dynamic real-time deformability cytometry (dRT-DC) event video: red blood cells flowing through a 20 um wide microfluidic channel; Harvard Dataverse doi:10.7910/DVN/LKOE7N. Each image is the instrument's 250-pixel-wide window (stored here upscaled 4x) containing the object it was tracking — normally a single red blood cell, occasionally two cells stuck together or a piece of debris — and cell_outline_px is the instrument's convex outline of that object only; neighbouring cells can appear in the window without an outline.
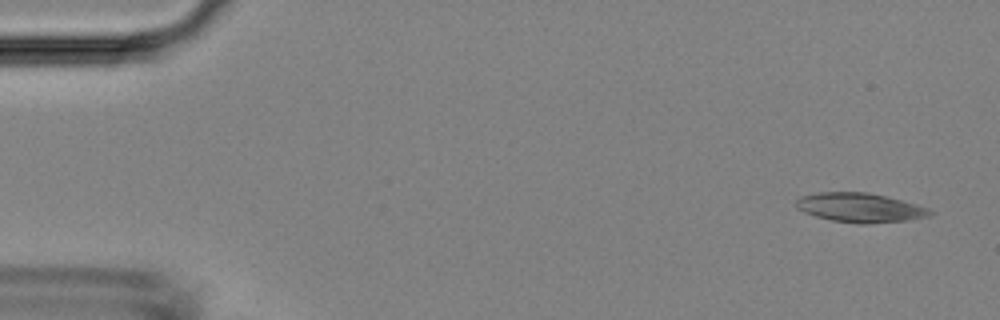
{"species": "Egyptian fruit bat (a non-hibernating species)", "species_latin": "Rousettus aegyptiacus", "temperature_condition": "room temperature", "stored_images_in_passage": 5, "camera_frame_rate_fps": 3000, "um_per_image_px": 0.085, "animal": {"sex": "female"}, "frame": {"image": 1, "passage_image": 1, "time_ms": 0.0, "image_size_px": [1000, 320], "cell_outline_px": [[932, 216], [908, 220], [868, 224], [860, 224], [832, 220], [816, 216], [804, 212], [796, 208], [796, 200], [800, 196], [816, 192], [868, 192], [916, 204], [928, 208], [932, 212]], "centroid_in_image_um": [73.08, 17.65], "position_along_channel_um": 11.9, "area_um2": 22.83}}
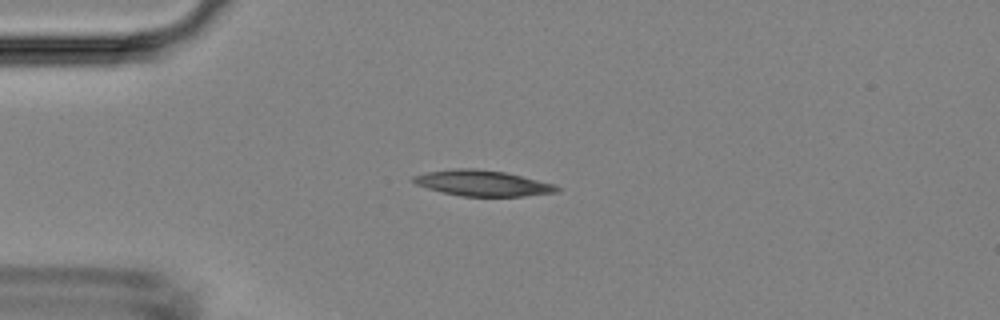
{"frame": {"image": 2, "passage_image": 4, "time_ms": 3.333, "image_size_px": [1000, 320], "cell_outline_px": [[560, 192], [524, 196], [460, 196], [428, 188], [416, 184], [408, 180], [412, 176], [428, 172], [456, 168], [476, 168], [504, 172], [556, 184], [560, 188]], "centroid_in_image_um": [41.03, 15.56], "position_along_channel_um": 44.0, "area_um2": 21.56}}
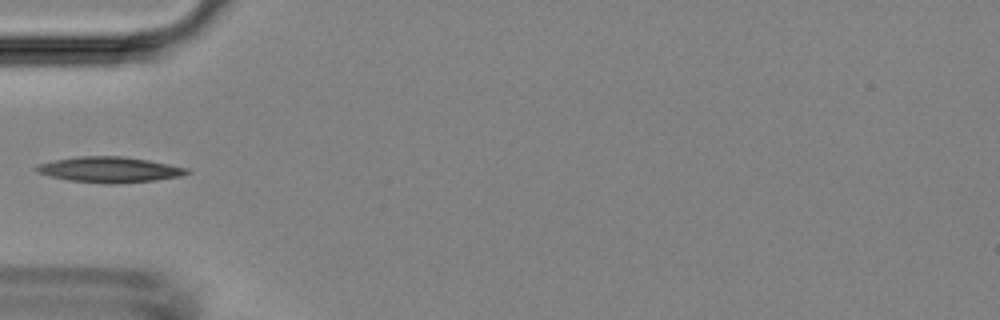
{"frame": {"image": 3, "passage_image": 5, "time_ms": 4.667, "image_size_px": [1000, 320], "cell_outline_px": [[192, 172], [184, 176], [156, 180], [112, 184], [104, 184], [68, 180], [48, 176], [36, 172], [32, 168], [36, 164], [52, 160], [80, 156], [124, 156], [148, 160], [188, 168]], "centroid_in_image_um": [9.28, 14.42], "position_along_channel_um": 75.7, "area_um2": 22.83}}